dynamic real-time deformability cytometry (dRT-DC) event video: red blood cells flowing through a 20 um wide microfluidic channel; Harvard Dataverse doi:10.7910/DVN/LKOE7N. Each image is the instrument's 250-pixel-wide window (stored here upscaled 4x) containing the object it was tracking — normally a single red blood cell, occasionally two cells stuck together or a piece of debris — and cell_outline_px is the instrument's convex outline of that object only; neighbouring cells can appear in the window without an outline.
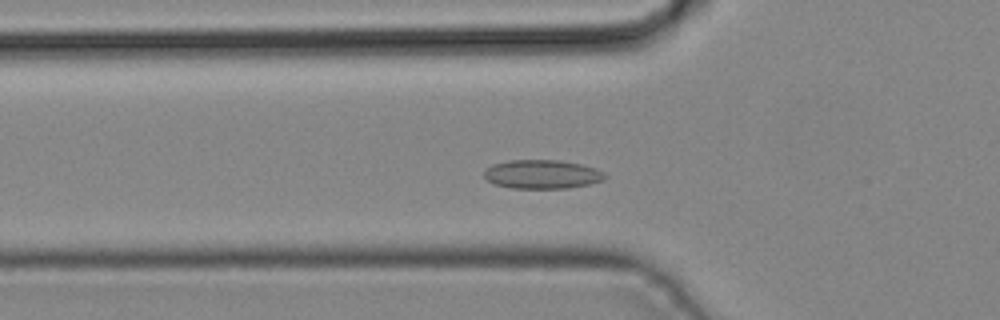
{"species": "common noctule bat (a hibernating species)", "species_latin": "Nyctalus noctula", "temperature_condition": "cold", "stored_images_in_passage": 41, "camera_frame_rate_fps": 3000, "um_per_image_px": 0.085, "animal": {"sex": "male", "body_mass_g": 19.2, "forearm_length_mm": 51.8}, "frame": {"image": 1, "passage_image": 12, "time_ms": 3.667, "image_size_px": [1000, 320], "cell_outline_px": [[608, 176], [604, 180], [588, 184], [568, 188], [512, 188], [496, 184], [488, 180], [484, 176], [484, 168], [492, 164], [508, 160], [560, 160], [580, 164], [596, 168], [604, 172]], "centroid_in_image_um": [46.08, 14.8], "position_along_channel_um": 79.7, "area_um2": 20.4}}
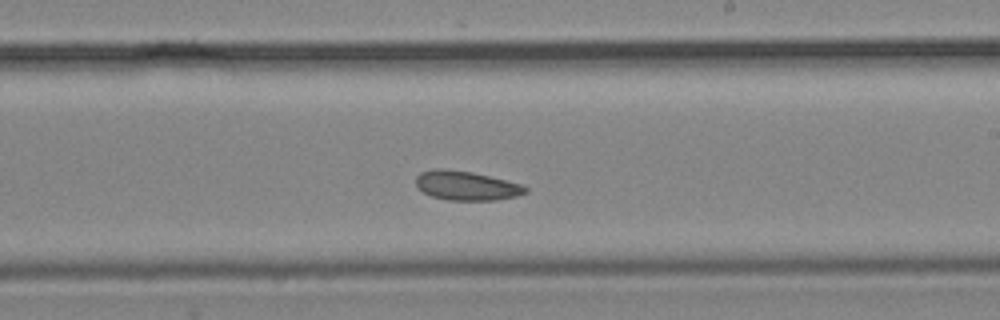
{"frame": {"image": 2, "passage_image": 23, "time_ms": 7.333, "image_size_px": [1000, 320], "cell_outline_px": [[528, 192], [516, 196], [496, 200], [448, 200], [432, 196], [416, 188], [416, 176], [420, 172], [436, 168], [440, 168], [472, 172], [520, 184], [528, 188]], "centroid_in_image_um": [39.6, 15.78], "position_along_channel_um": 249.4, "area_um2": 18.55}}
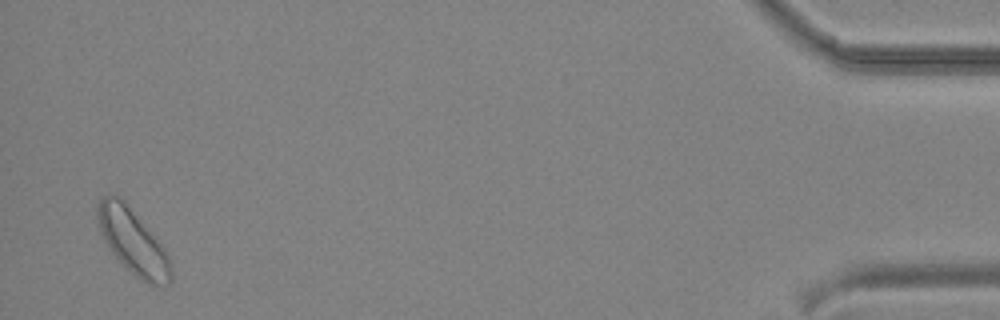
{"frame": {"image": 3, "passage_image": 40, "time_ms": 13.0, "image_size_px": [1000, 320], "cell_outline_px": [[172, 280], [168, 284], [160, 288], [152, 288], [144, 284], [112, 252], [104, 240], [100, 232], [96, 216], [96, 204], [108, 192], [120, 196], [124, 200], [164, 248], [168, 256], [172, 268]], "centroid_in_image_um": [11.3, 20.56], "position_along_channel_um": 423.9, "area_um2": 28.03}}